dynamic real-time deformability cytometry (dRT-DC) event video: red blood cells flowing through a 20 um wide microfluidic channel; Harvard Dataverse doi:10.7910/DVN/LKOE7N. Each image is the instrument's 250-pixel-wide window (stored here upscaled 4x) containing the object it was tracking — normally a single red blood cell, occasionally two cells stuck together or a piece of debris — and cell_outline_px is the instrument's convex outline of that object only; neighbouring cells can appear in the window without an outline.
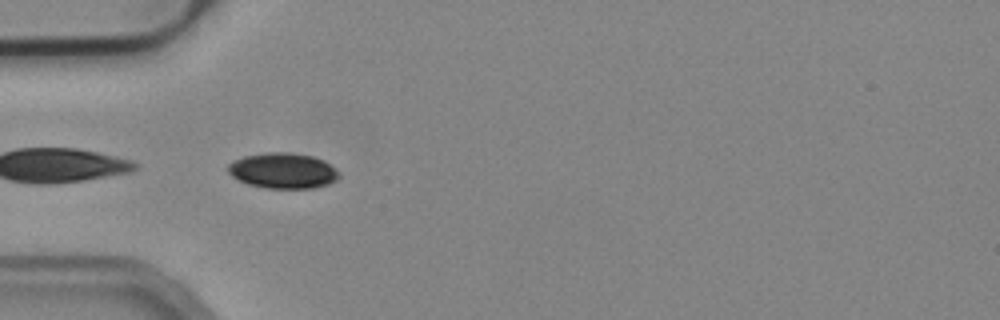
{"species": "common noctule bat (a hibernating species)", "species_latin": "Nyctalus noctula", "temperature_condition": "cold", "stored_images_in_passage": 7, "camera_frame_rate_fps": 3000, "um_per_image_px": 0.085, "animal": {"sex": "male", "body_mass_g": 19.2, "forearm_length_mm": 51.8}, "frame": {"image": 1, "passage_image": 1, "time_ms": 0.0, "image_size_px": [1000, 320], "cell_outline_px": [[340, 176], [336, 180], [328, 184], [312, 188], [264, 188], [248, 184], [232, 176], [228, 172], [228, 164], [232, 160], [244, 156], [268, 152], [288, 152], [312, 156], [324, 160]], "centroid_in_image_um": [24.01, 14.5], "position_along_channel_um": 61.0, "area_um2": 22.83}}